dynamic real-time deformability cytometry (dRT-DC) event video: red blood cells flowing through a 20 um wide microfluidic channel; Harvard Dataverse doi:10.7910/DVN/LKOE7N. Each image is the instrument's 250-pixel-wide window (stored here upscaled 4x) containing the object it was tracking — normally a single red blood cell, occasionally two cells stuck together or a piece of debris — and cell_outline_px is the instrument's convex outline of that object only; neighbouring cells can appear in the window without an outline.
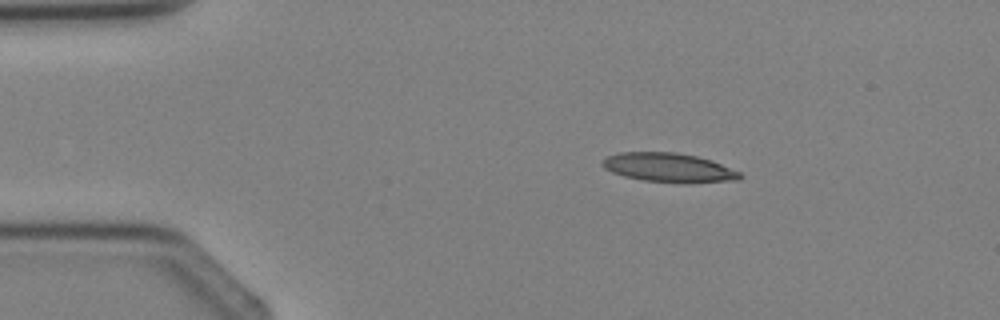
{"species": "Egyptian fruit bat (a non-hibernating species)", "species_latin": "Rousettus aegyptiacus", "temperature_condition": "cold", "stored_images_in_passage": 2, "camera_frame_rate_fps": 3000, "um_per_image_px": 0.085, "animal": {"sex": "female"}, "frame": {"image": 1, "passage_image": 1, "time_ms": 0.0, "image_size_px": [1000, 320], "cell_outline_px": [[744, 176], [740, 180], [688, 184], [644, 180], [624, 176], [612, 172], [604, 168], [600, 164], [608, 156], [620, 152], [676, 152], [696, 156], [712, 160], [740, 172]], "centroid_in_image_um": [56.9, 14.26], "position_along_channel_um": 28.1, "area_um2": 23.58}}